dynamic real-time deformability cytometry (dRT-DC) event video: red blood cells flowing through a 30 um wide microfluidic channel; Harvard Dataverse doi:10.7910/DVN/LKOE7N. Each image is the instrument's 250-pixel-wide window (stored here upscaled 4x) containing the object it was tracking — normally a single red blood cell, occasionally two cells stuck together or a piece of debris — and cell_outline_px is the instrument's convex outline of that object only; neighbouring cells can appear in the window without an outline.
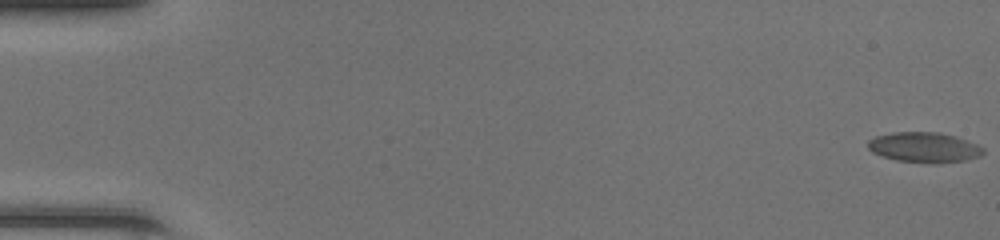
{"species": "common noctule bat (a hibernating species)", "species_latin": "Nyctalus noctula", "temperature_condition": "room temperature", "stored_images_in_passage": 50, "camera_frame_rate_fps": 3000, "um_per_image_px": 0.085, "animal": {"sex": "female", "body_mass_g": 20.0, "forearm_length_mm": 54.0}, "frame": {"image": 1, "passage_image": 1, "time_ms": 0.0, "image_size_px": [1000, 240], "cell_outline_px": [[984, 152], [980, 156], [964, 160], [940, 164], [896, 160], [872, 152], [868, 148], [868, 140], [876, 136], [892, 132], [940, 132], [956, 136], [976, 144], [984, 148]], "centroid_in_image_um": [78.57, 12.52], "position_along_channel_um": 6.4, "area_um2": 20.29}}
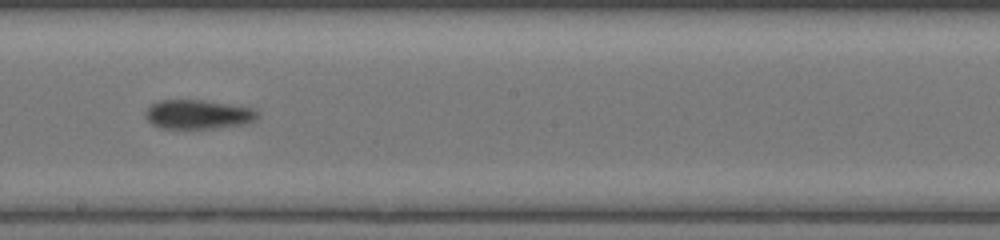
{"frame": {"image": 2, "passage_image": 29, "time_ms": 9.333, "image_size_px": [1000, 240], "cell_outline_px": [[260, 116], [256, 120], [244, 124], [216, 128], [160, 128], [152, 124], [144, 116], [144, 112], [156, 100], [204, 100], [256, 108], [260, 112]], "centroid_in_image_um": [16.87, 9.71], "position_along_channel_um": 231.3, "area_um2": 19.36}}
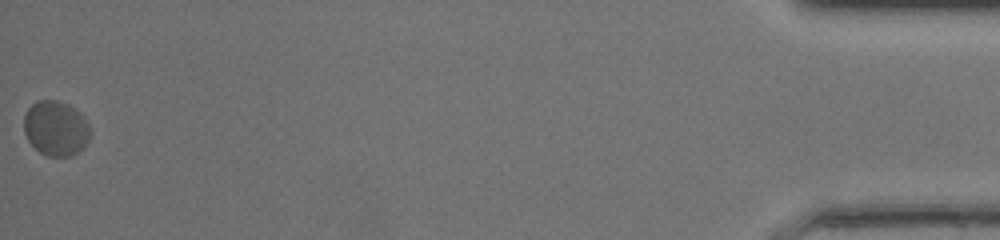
{"frame": {"image": 3, "passage_image": 50, "time_ms": 16.333, "image_size_px": [1000, 240], "cell_outline_px": [[88, 140], [84, 148], [72, 156], [48, 156], [40, 152], [28, 140], [24, 132], [24, 116], [28, 108], [36, 100], [56, 100], [68, 104], [76, 108], [84, 116], [88, 124]], "centroid_in_image_um": [4.74, 10.89], "position_along_channel_um": 430.5, "area_um2": 21.27}, "authors_computed_cell_mechanics": {"area_um2": 19.4786, "velocity_mm_per_s": 4.2412, "shape_relaxation_time_tau1_ms": 1.9248, "shape_relaxation_time_tau2_ms": 1.3398, "deformation_change_tau1": 0.066, "deformation_change_tau2": 0.0597}}